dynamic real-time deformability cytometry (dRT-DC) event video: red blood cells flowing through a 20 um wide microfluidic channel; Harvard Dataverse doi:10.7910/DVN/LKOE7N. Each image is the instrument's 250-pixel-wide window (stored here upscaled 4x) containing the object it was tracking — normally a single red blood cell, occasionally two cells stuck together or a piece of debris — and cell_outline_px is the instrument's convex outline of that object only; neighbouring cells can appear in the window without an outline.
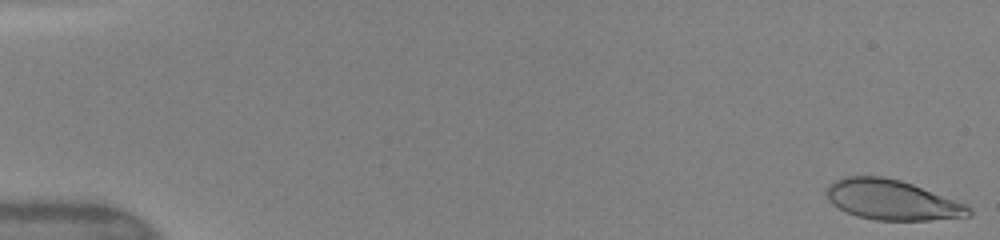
{"species": "human", "species_latin": "Homo sapiens", "temperature_condition": "warm", "stored_images_in_passage": 49, "camera_frame_rate_fps": 3000, "um_per_image_px": 0.085, "donor": {"sex": "female"}, "frame": {"image": 1, "passage_image": 1, "time_ms": 0.0, "image_size_px": [1000, 240], "cell_outline_px": [[972, 216], [928, 220], [876, 220], [856, 216], [844, 212], [832, 204], [828, 200], [828, 184], [844, 176], [884, 176], [900, 180], [912, 184], [964, 204], [972, 208]], "centroid_in_image_um": [75.79, 17.0], "position_along_channel_um": 9.2, "area_um2": 33.06}}
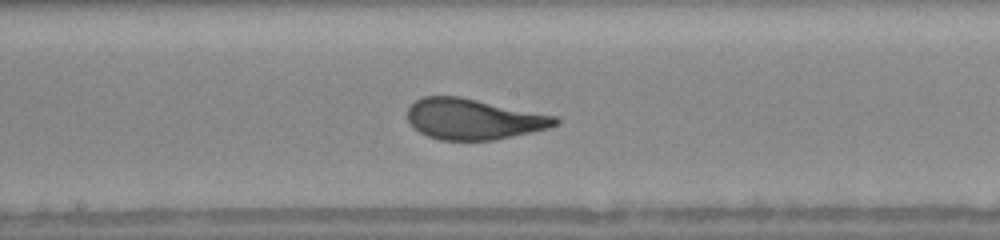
{"frame": {"image": 2, "passage_image": 27, "time_ms": 8.667, "image_size_px": [1000, 240], "cell_outline_px": [[560, 124], [548, 128], [492, 140], [440, 140], [428, 136], [412, 128], [408, 120], [408, 108], [416, 100], [424, 96], [460, 96], [556, 116], [560, 120]], "centroid_in_image_um": [40.23, 10.12], "position_along_channel_um": 208.0, "area_um2": 34.97}}
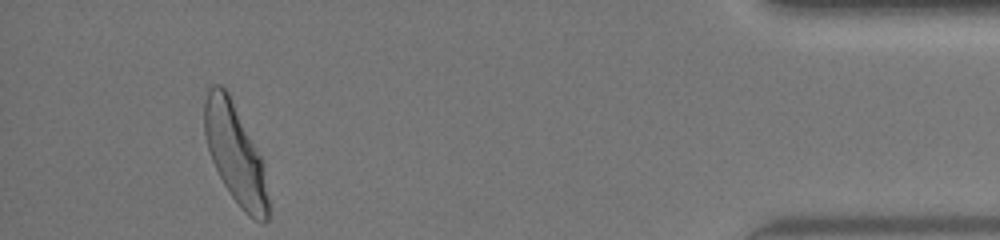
{"frame": {"image": 3, "passage_image": 46, "time_ms": 15.0, "image_size_px": [1000, 240], "cell_outline_px": [[268, 220], [264, 224], [248, 216], [244, 212], [232, 196], [224, 184], [212, 160], [208, 148], [204, 132], [204, 100], [208, 88], [212, 84], [220, 84], [228, 92], [264, 164], [268, 200]], "centroid_in_image_um": [19.98, 13.08], "position_along_channel_um": 415.2, "area_um2": 36.41}, "authors_computed_cell_mechanics": {"area_um2": 35.258, "velocity_mm_per_s": 4.1455, "shape_relaxation_time_tau1_ms": 3.7529, "shape_relaxation_time_tau2_ms": null, "deformation_change_tau1": 0.1907, "deformation_change_tau2": null}}